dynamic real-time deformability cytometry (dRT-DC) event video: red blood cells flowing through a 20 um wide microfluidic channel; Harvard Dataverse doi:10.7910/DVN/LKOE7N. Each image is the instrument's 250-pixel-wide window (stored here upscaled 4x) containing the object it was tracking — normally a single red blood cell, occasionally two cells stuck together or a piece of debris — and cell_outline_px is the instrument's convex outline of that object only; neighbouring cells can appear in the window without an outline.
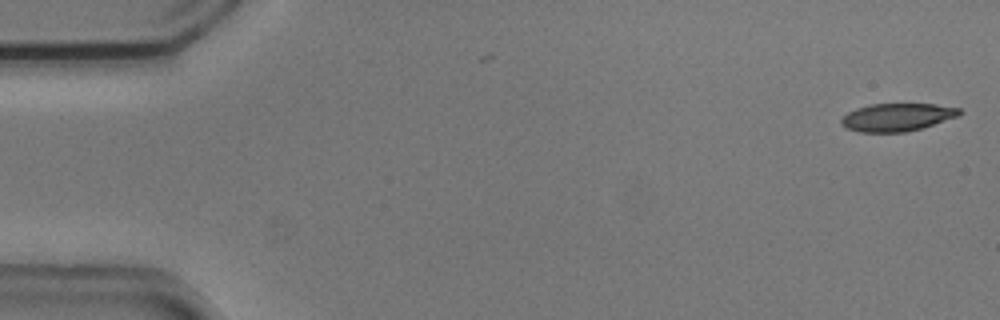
{"species": "common noctule bat (a hibernating species)", "species_latin": "Nyctalus noctula", "temperature_condition": "cold", "stored_images_in_passage": 54, "camera_frame_rate_fps": 3000, "um_per_image_px": 0.085, "animal": {"sex": "male", "body_mass_g": 20.5, "forearm_length_mm": 52.5}, "frame": {"image": 1, "passage_image": 1, "time_ms": 0.0, "image_size_px": [1000, 320], "cell_outline_px": [[964, 112], [956, 116], [920, 128], [904, 132], [860, 132], [848, 128], [840, 124], [840, 120], [848, 112], [856, 108], [872, 104], [936, 104], [960, 108]], "centroid_in_image_um": [76.23, 9.95], "position_along_channel_um": 8.8, "area_um2": 18.9}}
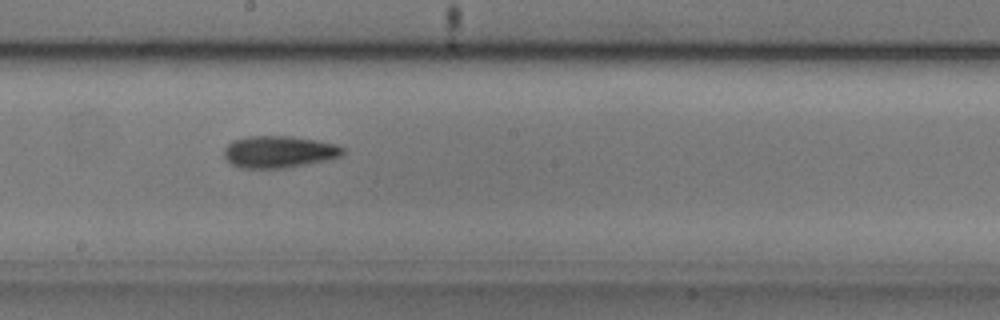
{"frame": {"image": 2, "passage_image": 29, "time_ms": 9.333, "image_size_px": [1000, 320], "cell_outline_px": [[344, 152], [340, 156], [324, 160], [284, 168], [240, 168], [232, 164], [224, 156], [224, 148], [232, 140], [248, 136], [292, 136], [316, 140], [336, 144], [344, 148]], "centroid_in_image_um": [23.68, 12.89], "position_along_channel_um": 224.5, "area_um2": 21.96}}
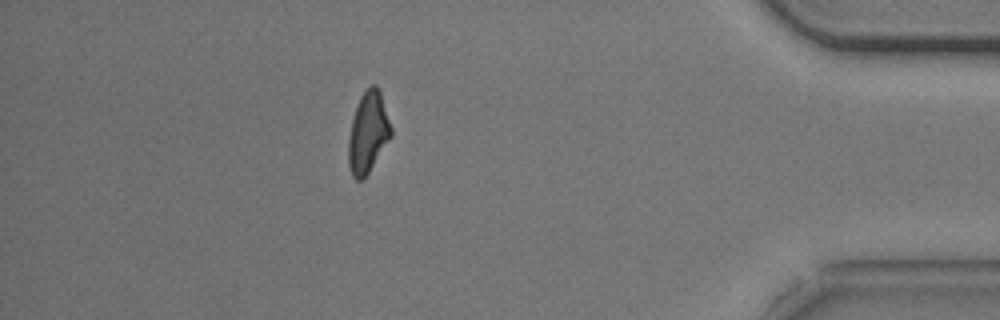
{"frame": {"image": 3, "passage_image": 47, "time_ms": 15.333, "image_size_px": [1000, 320], "cell_outline_px": [[392, 136], [364, 180], [356, 180], [352, 176], [348, 164], [348, 140], [352, 120], [360, 96], [372, 84], [376, 84], [380, 92], [392, 128]], "centroid_in_image_um": [31.28, 11.31], "position_along_channel_um": 403.9, "area_um2": 20.11}}